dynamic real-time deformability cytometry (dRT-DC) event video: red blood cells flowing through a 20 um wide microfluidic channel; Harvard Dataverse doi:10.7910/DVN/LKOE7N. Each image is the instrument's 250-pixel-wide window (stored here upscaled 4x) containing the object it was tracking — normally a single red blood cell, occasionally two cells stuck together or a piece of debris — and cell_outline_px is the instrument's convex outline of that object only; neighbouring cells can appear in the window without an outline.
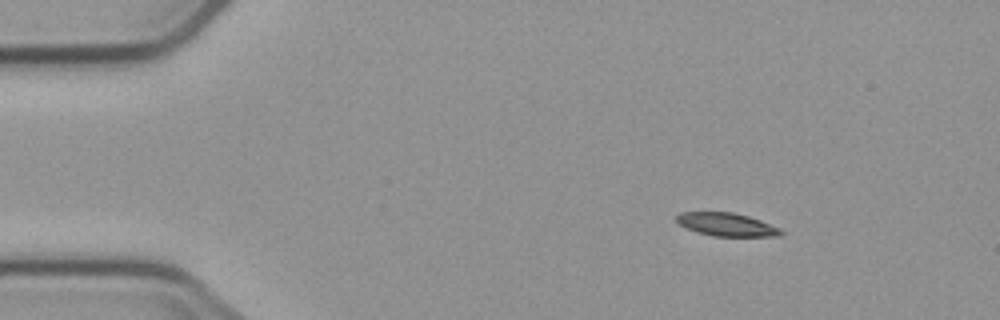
{"species": "common noctule bat (a hibernating species)", "species_latin": "Nyctalus noctula", "temperature_condition": "cold", "stored_images_in_passage": 4, "camera_frame_rate_fps": 3000, "um_per_image_px": 0.085, "animal": {"sex": "male", "body_mass_g": 23.1, "forearm_length_mm": 52.7}, "frame": {"image": 1, "passage_image": 2, "time_ms": 1.333, "image_size_px": [1000, 320], "cell_outline_px": [[784, 232], [780, 236], [712, 236], [696, 232], [680, 224], [676, 220], [676, 216], [680, 212], [732, 212], [748, 216], [760, 220], [780, 228]], "centroid_in_image_um": [61.77, 19.08], "position_along_channel_um": 23.2, "area_um2": 14.05}}